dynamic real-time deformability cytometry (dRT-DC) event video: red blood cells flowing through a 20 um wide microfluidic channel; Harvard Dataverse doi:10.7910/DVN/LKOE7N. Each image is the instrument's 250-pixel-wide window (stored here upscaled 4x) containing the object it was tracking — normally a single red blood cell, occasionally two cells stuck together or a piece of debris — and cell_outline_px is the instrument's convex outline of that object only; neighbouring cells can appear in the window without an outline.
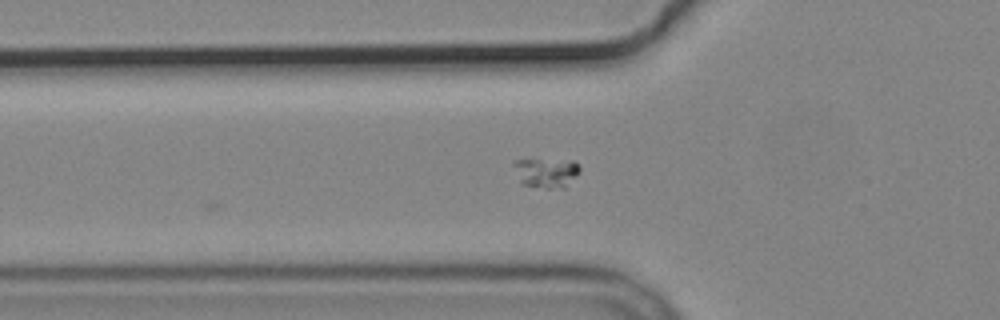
{"species": "common noctule bat (a hibernating species)", "species_latin": "Nyctalus noctula", "temperature_condition": "cold", "stored_images_in_passage": 5, "camera_frame_rate_fps": 3000, "um_per_image_px": 0.085, "animal": {"sex": "male", "body_mass_g": 19.2, "forearm_length_mm": 51.8}, "frame": {"image": 1, "passage_image": 5, "time_ms": 1.333, "image_size_px": [1000, 320], "cell_outline_px": [[580, 172], [564, 188], [544, 188], [520, 184], [512, 164], [512, 160], [572, 160], [580, 164]], "centroid_in_image_um": [46.42, 14.67], "position_along_channel_um": 79.4, "area_um2": 11.56}}